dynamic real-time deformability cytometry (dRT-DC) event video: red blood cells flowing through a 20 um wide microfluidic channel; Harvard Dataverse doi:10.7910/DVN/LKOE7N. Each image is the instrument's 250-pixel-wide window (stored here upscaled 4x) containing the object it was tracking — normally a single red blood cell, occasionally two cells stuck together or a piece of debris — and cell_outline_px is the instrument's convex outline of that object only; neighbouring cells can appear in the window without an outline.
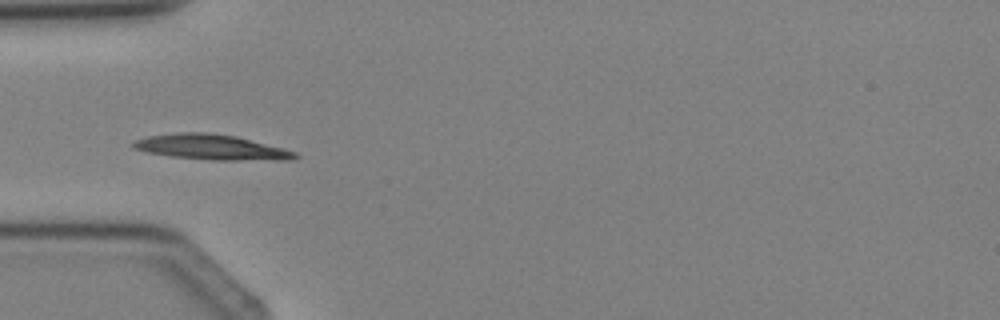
{"species": "Egyptian fruit bat (a non-hibernating species)", "species_latin": "Rousettus aegyptiacus", "temperature_condition": "cold", "stored_images_in_passage": 3, "camera_frame_rate_fps": 3000, "um_per_image_px": 0.085, "animal": {"sex": "female"}, "frame": {"image": 1, "passage_image": 3, "time_ms": 2.333, "image_size_px": [1000, 320], "cell_outline_px": [[300, 156], [292, 160], [212, 160], [172, 156], [148, 152], [132, 148], [132, 144], [136, 140], [148, 136], [176, 132], [208, 132], [236, 136], [284, 148], [296, 152]], "centroid_in_image_um": [18.01, 12.51], "position_along_channel_um": 67.0, "area_um2": 23.81}}